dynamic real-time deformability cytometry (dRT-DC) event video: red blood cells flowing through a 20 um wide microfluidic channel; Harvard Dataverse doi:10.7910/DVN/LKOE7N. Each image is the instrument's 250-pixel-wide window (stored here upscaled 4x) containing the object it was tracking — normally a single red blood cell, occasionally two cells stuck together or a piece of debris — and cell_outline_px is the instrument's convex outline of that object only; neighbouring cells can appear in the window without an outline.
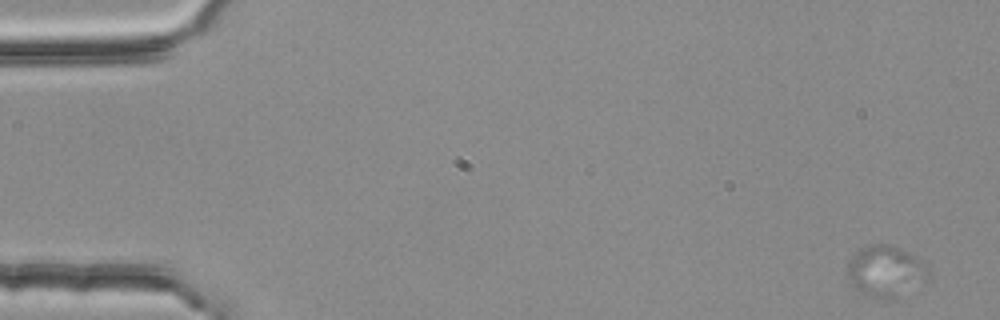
{"species": "common noctule bat (a hibernating species)", "species_latin": "Nyctalus noctula", "temperature_condition": "room temperature", "stored_images_in_passage": 4, "camera_frame_rate_fps": 3000, "um_per_image_px": 0.085, "animal": {"sex": "female", "body_mass_g": 25.1}, "frame": {"image": 1, "passage_image": 1, "time_ms": 0.0, "image_size_px": [1000, 320], "cell_outline_px": [[932, 272], [924, 284], [888, 300], [884, 300], [872, 296], [864, 292], [848, 280], [848, 260], [860, 248], [872, 244], [880, 244], [900, 248], [916, 256], [928, 264]], "centroid_in_image_um": [75.36, 23.04], "position_along_channel_um": 9.6, "area_um2": 24.16}}
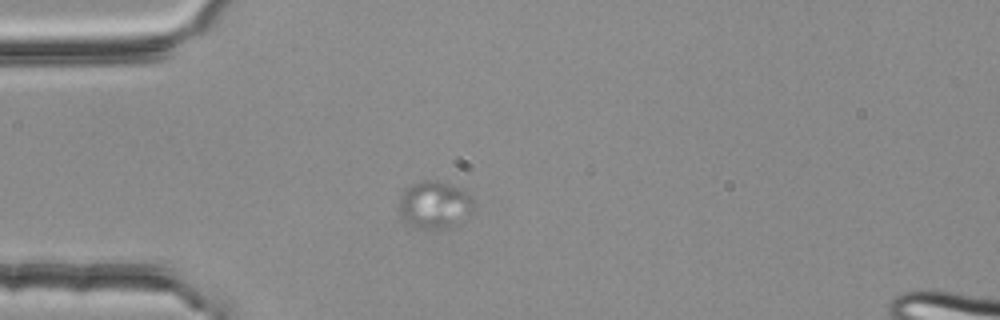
{"frame": {"image": 2, "passage_image": 4, "time_ms": 1.0, "image_size_px": [1000, 320], "cell_outline_px": [[476, 204], [472, 212], [444, 228], [420, 228], [404, 220], [400, 216], [400, 196], [412, 184], [420, 180], [432, 180], [448, 184], [468, 192], [476, 200]], "centroid_in_image_um": [36.96, 17.37], "position_along_channel_um": 48.0, "area_um2": 20.11}}